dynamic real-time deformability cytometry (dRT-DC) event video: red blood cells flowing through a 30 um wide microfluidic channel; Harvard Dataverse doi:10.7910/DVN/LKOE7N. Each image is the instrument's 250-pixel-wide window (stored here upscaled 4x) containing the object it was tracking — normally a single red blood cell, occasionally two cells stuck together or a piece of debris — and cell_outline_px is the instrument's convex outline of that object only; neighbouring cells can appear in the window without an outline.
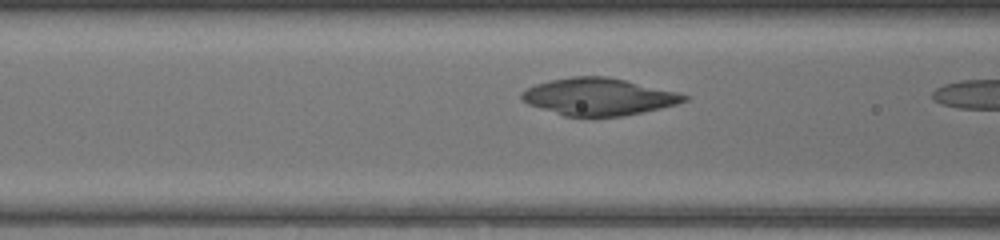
{"species": "common noctule bat (a hibernating species)", "species_latin": "Nyctalus noctula", "temperature_condition": "warm", "stored_images_in_passage": 5, "camera_frame_rate_fps": 3000, "um_per_image_px": 0.085, "animal": {"sex": "female", "body_mass_g": 17.0, "forearm_length_mm": 48.0}, "frame": {"image": 1, "passage_image": 4, "time_ms": 1.0, "image_size_px": [1000, 240], "cell_outline_px": [[692, 96], [688, 100], [676, 104], [660, 108], [624, 116], [564, 116], [528, 104], [520, 96], [520, 92], [536, 84], [548, 80], [572, 76], [608, 76], [676, 92]], "centroid_in_image_um": [50.87, 8.21], "position_along_channel_um": 115.7, "area_um2": 35.03}}